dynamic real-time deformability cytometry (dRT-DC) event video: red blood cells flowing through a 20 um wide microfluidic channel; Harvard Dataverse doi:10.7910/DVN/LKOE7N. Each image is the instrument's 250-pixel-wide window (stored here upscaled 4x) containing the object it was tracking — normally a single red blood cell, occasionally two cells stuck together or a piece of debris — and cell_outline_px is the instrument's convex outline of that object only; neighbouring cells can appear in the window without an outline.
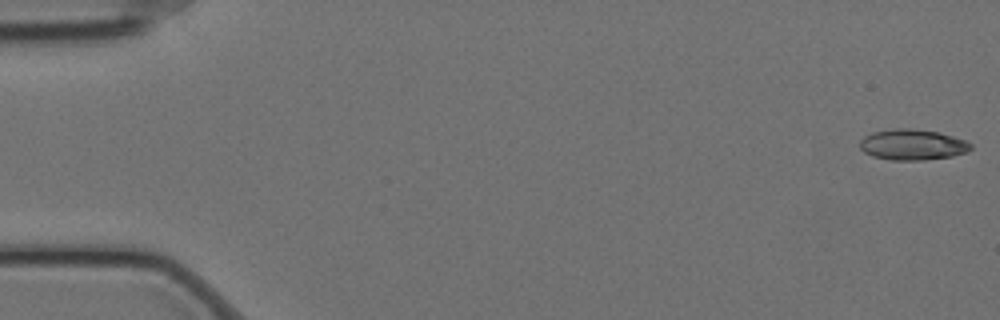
{"species": "Egyptian fruit bat (a non-hibernating species)", "species_latin": "Rousettus aegyptiacus", "temperature_condition": "cold", "stored_images_in_passage": 57, "camera_frame_rate_fps": 3000, "um_per_image_px": 0.085, "animal": {"sex": "female"}, "frame": {"image": 1, "passage_image": 1, "time_ms": 0.0, "image_size_px": [1000, 320], "cell_outline_px": [[972, 148], [968, 152], [952, 156], [924, 160], [892, 160], [872, 156], [864, 152], [860, 148], [860, 140], [864, 136], [872, 132], [896, 128], [912, 128], [940, 132], [964, 140], [972, 144]], "centroid_in_image_um": [77.56, 12.29], "position_along_channel_um": 7.4, "area_um2": 20.0}}
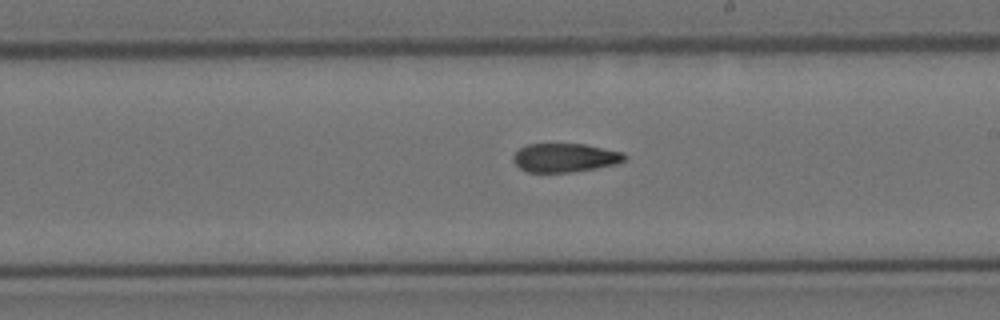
{"frame": {"image": 2, "passage_image": 33, "time_ms": 10.667, "image_size_px": [1000, 320], "cell_outline_px": [[628, 156], [624, 160], [616, 164], [568, 172], [528, 172], [520, 168], [512, 160], [512, 156], [520, 148], [528, 144], [584, 144], [624, 152]], "centroid_in_image_um": [48.01, 13.39], "position_along_channel_um": 241.0, "area_um2": 18.5}}
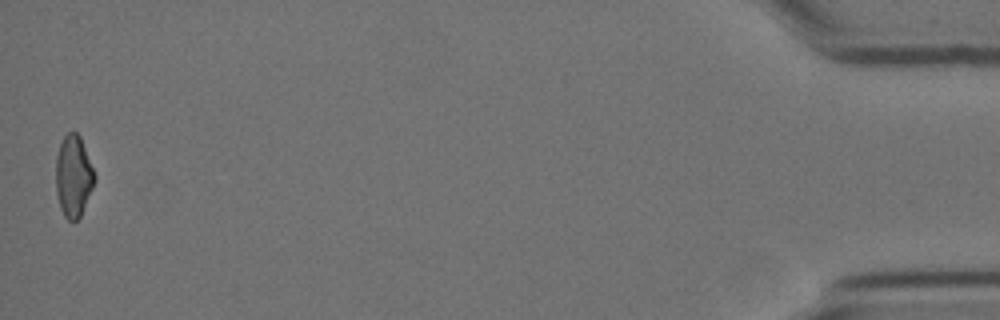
{"frame": {"image": 3, "passage_image": 57, "time_ms": 18.667, "image_size_px": [1000, 320], "cell_outline_px": [[96, 180], [80, 216], [76, 220], [68, 220], [64, 216], [60, 208], [56, 192], [56, 156], [60, 144], [64, 136], [68, 132], [76, 132], [80, 136], [96, 176]], "centroid_in_image_um": [6.24, 14.97], "position_along_channel_um": 429.0, "area_um2": 18.32}, "authors_computed_cell_mechanics": {"area_um2": 19.5364, "velocity_mm_per_s": 3.5124, "shape_relaxation_time_tau1_ms": 9.1361, "shape_relaxation_time_tau2_ms": 6.9896, "deformation_change_tau1": 0.2184, "deformation_change_tau2": 0.167}}